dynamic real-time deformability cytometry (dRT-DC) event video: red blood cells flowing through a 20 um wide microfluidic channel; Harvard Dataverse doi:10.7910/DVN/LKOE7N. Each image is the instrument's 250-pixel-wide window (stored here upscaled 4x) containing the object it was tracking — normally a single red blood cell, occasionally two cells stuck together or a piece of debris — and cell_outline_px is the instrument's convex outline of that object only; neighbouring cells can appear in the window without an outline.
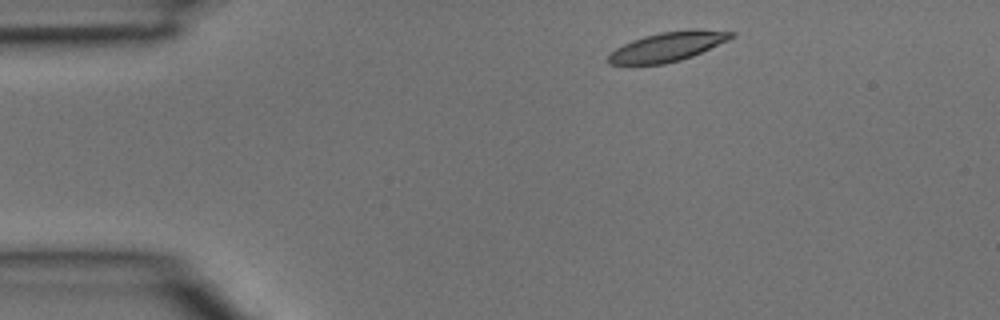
{"species": "common noctule bat (a hibernating species)", "species_latin": "Nyctalus noctula", "temperature_condition": "room temperature", "stored_images_in_passage": 2, "camera_frame_rate_fps": 3000, "um_per_image_px": 0.085, "animal": {"sex": "male", "body_mass_g": 15.6}, "frame": {"image": 1, "passage_image": 1, "time_ms": 0.0, "image_size_px": [1000, 320], "cell_outline_px": [[736, 32], [728, 40], [692, 56], [680, 60], [664, 64], [608, 64], [608, 56], [616, 48], [632, 40], [644, 36], [660, 32], [696, 28]], "centroid_in_image_um": [56.76, 3.95], "position_along_channel_um": 28.2, "area_um2": 20.87}}